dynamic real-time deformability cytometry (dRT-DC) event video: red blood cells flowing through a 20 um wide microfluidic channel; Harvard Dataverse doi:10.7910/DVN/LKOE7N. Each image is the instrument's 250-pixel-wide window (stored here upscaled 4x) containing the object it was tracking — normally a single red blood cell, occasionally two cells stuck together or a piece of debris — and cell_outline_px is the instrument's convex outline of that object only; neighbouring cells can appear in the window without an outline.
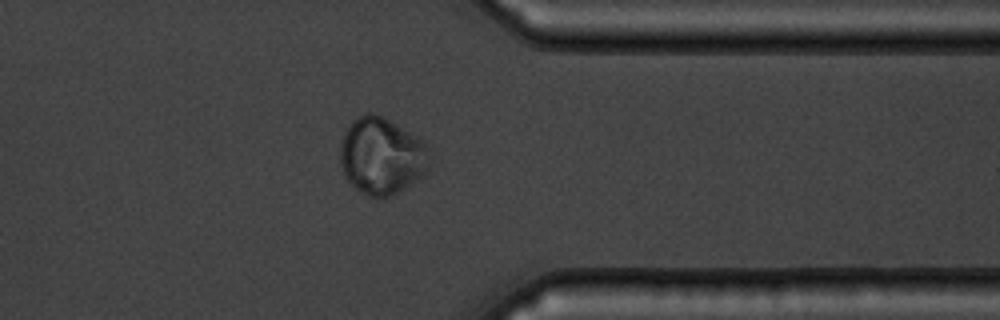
{"species": "common noctule bat (a hibernating species)", "species_latin": "Nyctalus noctula", "temperature_condition": "warm", "stored_images_in_passage": 55, "camera_frame_rate_fps": 3000, "um_per_image_px": 0.085, "animal": {"sex": "male", "body_mass_g": 19.5, "forearm_length_mm": 54.6}, "frame": {"image": 1, "passage_image": 44, "time_ms": 14.333, "image_size_px": [1000, 320], "cell_outline_px": [[428, 164], [424, 176], [384, 200], [376, 200], [368, 196], [356, 188], [344, 176], [340, 164], [340, 144], [352, 120], [364, 112], [372, 112], [396, 124], [416, 136], [428, 144]], "centroid_in_image_um": [32.43, 13.29], "position_along_channel_um": 379.0, "area_um2": 40.23}}
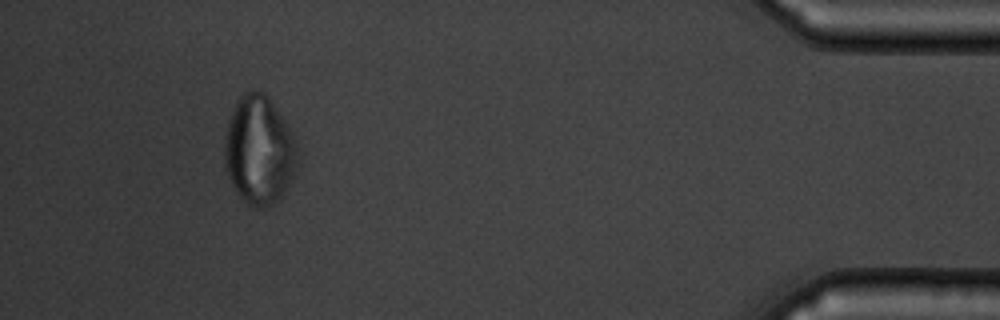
{"frame": {"image": 2, "passage_image": 51, "time_ms": 16.667, "image_size_px": [1000, 320], "cell_outline_px": [[300, 168], [296, 176], [280, 196], [272, 204], [264, 208], [256, 208], [248, 204], [236, 192], [224, 168], [224, 140], [228, 120], [236, 100], [244, 92], [264, 92], [268, 96], [284, 120], [296, 140], [300, 148]], "centroid_in_image_um": [22.06, 12.8], "position_along_channel_um": 413.1, "area_um2": 47.05}}